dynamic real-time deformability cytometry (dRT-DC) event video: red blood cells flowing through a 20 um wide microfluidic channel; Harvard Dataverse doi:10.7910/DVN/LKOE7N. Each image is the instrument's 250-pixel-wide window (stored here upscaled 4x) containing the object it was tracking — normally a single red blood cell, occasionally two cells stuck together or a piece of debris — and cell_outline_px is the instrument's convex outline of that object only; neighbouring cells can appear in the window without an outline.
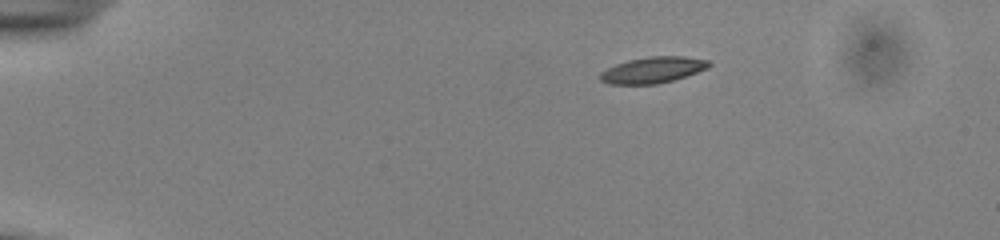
{"species": "common noctule bat (a hibernating species)", "species_latin": "Nyctalus noctula", "temperature_condition": "cold", "stored_images_in_passage": 8, "camera_frame_rate_fps": 3000, "um_per_image_px": 0.085, "animal": {"sex": "male", "body_mass_g": 13.0, "forearm_length_mm": 53.1}, "frame": {"image": 1, "passage_image": 1, "time_ms": 0.0, "image_size_px": [1000, 240], "cell_outline_px": [[712, 64], [708, 68], [672, 80], [656, 84], [608, 84], [600, 80], [600, 72], [616, 64], [628, 60], [648, 56], [684, 56], [708, 60]], "centroid_in_image_um": [55.48, 5.94], "position_along_channel_um": 29.5, "area_um2": 16.47}}